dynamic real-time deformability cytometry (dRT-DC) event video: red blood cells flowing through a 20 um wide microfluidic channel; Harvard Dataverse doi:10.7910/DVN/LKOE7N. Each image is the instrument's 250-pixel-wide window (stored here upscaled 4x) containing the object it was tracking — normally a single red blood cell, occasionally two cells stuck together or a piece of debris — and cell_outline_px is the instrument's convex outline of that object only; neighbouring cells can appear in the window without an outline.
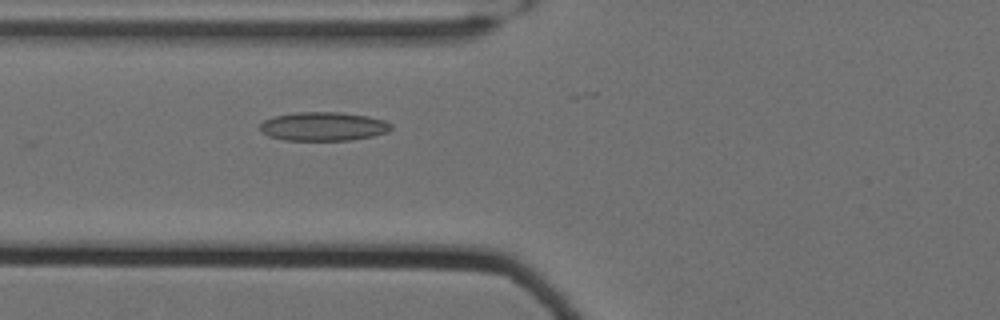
{"species": "Egyptian fruit bat (a non-hibernating species)", "species_latin": "Rousettus aegyptiacus", "temperature_condition": "cold", "stored_images_in_passage": 7, "camera_frame_rate_fps": 3000, "um_per_image_px": 0.085, "animal": {"sex": "female"}, "frame": {"image": 1, "passage_image": 4, "time_ms": 1.0, "image_size_px": [1000, 320], "cell_outline_px": [[392, 128], [388, 132], [372, 136], [352, 140], [284, 140], [268, 136], [260, 132], [260, 124], [264, 120], [272, 116], [296, 112], [340, 112], [368, 116], [384, 120], [392, 124]], "centroid_in_image_um": [27.47, 10.74], "position_along_channel_um": 98.3, "area_um2": 22.2}}
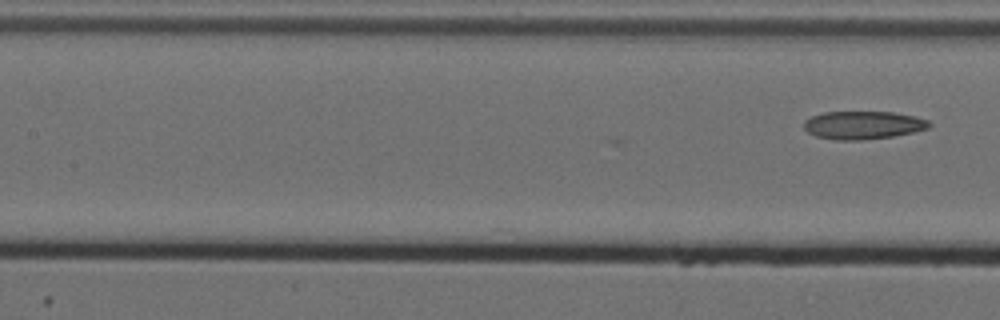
{"frame": {"image": 2, "passage_image": 7, "time_ms": 2.0, "image_size_px": [1000, 320], "cell_outline_px": [[932, 124], [928, 128], [912, 132], [892, 136], [864, 140], [832, 140], [816, 136], [808, 132], [804, 128], [804, 120], [812, 116], [824, 112], [892, 112], [912, 116], [928, 120]], "centroid_in_image_um": [73.32, 10.64], "position_along_channel_um": 134.1, "area_um2": 20.4}}